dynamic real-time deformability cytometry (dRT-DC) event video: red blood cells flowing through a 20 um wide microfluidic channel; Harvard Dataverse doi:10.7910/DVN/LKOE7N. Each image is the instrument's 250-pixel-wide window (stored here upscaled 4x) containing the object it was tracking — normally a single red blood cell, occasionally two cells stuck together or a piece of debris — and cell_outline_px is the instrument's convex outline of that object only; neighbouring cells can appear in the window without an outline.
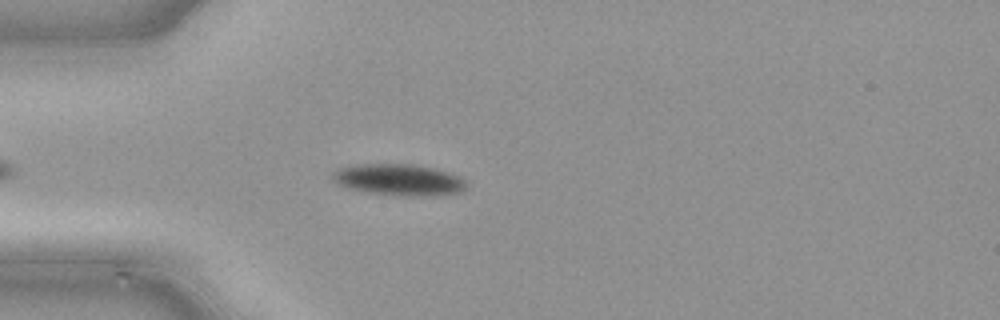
{"species": "common noctule bat (a hibernating species)", "species_latin": "Nyctalus noctula", "temperature_condition": "cold", "stored_images_in_passage": 41, "camera_frame_rate_fps": 3000, "um_per_image_px": 0.085, "animal": {"sex": "male", "body_mass_g": 21.5, "forearm_length_mm": 52.0}, "frame": {"image": 1, "passage_image": 6, "time_ms": 1.667, "image_size_px": [1000, 320], "cell_outline_px": [[464, 188], [460, 192], [420, 196], [400, 196], [368, 192], [348, 188], [336, 184], [332, 180], [332, 172], [340, 168], [360, 164], [412, 164], [432, 168], [448, 172], [464, 180]], "centroid_in_image_um": [33.82, 15.28], "position_along_channel_um": 51.2, "area_um2": 24.16}}
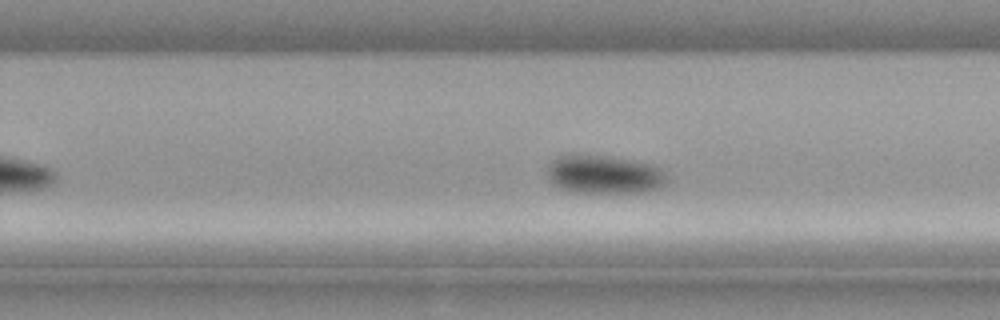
{"frame": {"image": 2, "passage_image": 23, "time_ms": 7.333, "image_size_px": [1000, 320], "cell_outline_px": [[668, 180], [660, 188], [644, 192], [572, 192], [560, 188], [552, 184], [548, 180], [548, 164], [552, 160], [560, 156], [600, 156], [628, 160], [652, 164], [660, 168], [668, 176]], "centroid_in_image_um": [51.37, 14.86], "position_along_channel_um": 278.4, "area_um2": 26.47}}
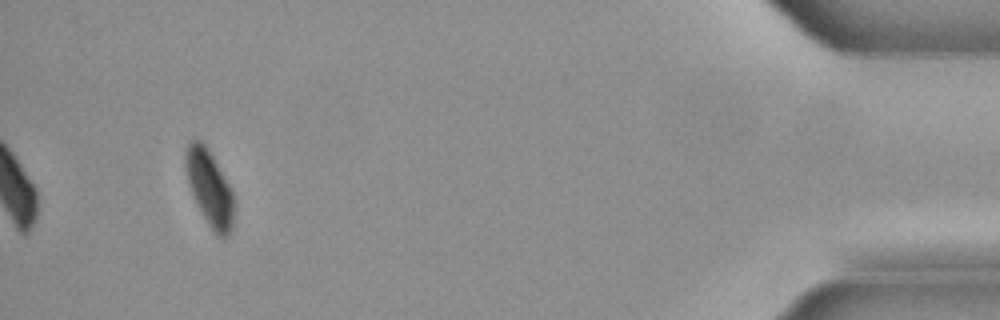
{"frame": {"image": 3, "passage_image": 38, "time_ms": 12.333, "image_size_px": [1000, 320], "cell_outline_px": [[232, 228], [228, 236], [216, 236], [212, 232], [200, 212], [192, 192], [188, 180], [184, 164], [184, 152], [188, 140], [192, 136], [200, 140], [208, 148], [228, 184], [232, 192]], "centroid_in_image_um": [17.75, 15.93], "position_along_channel_um": 417.4, "area_um2": 21.27}}